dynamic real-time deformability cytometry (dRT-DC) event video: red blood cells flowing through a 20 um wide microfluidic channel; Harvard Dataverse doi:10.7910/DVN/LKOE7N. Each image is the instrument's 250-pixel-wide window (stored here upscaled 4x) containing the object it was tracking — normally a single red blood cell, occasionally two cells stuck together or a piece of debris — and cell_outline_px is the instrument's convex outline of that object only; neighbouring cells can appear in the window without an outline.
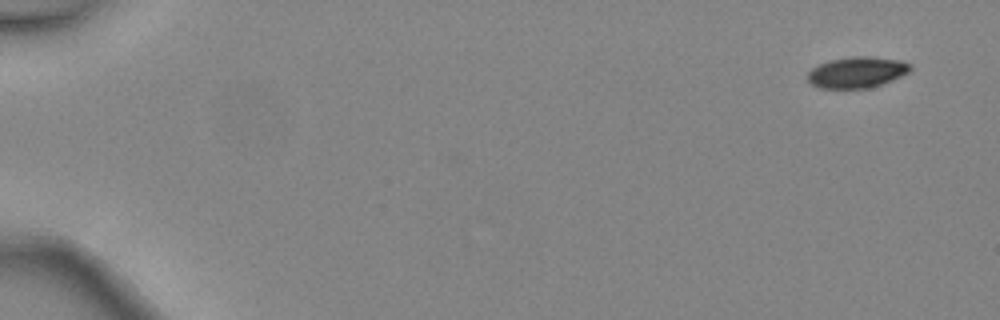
{"species": "common noctule bat (a hibernating species)", "species_latin": "Nyctalus noctula", "temperature_condition": "warm", "stored_images_in_passage": 6, "camera_frame_rate_fps": 3000, "um_per_image_px": 0.085, "animal": {"sex": "female", "body_mass_g": 24.6, "forearm_length_mm": 56.2}, "frame": {"image": 1, "passage_image": 1, "time_ms": 0.0, "image_size_px": [1000, 320], "cell_outline_px": [[912, 68], [908, 72], [892, 80], [868, 88], [820, 88], [812, 84], [808, 80], [808, 72], [812, 68], [828, 60], [852, 56], [868, 56], [900, 60], [912, 64]], "centroid_in_image_um": [72.84, 6.13], "position_along_channel_um": 12.2, "area_um2": 18.5}}
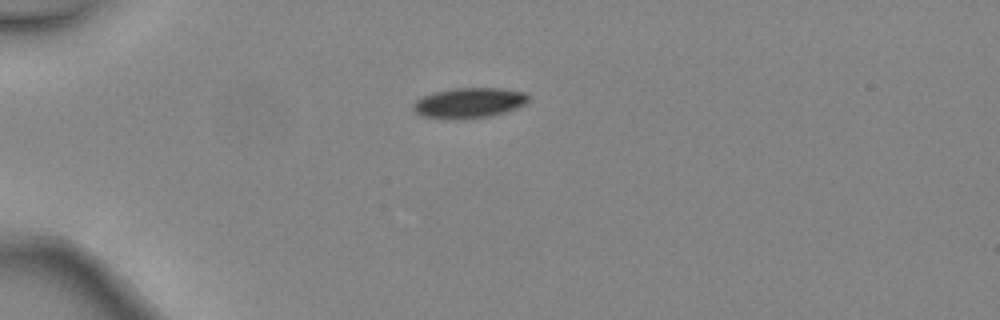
{"frame": {"image": 2, "passage_image": 4, "time_ms": 1.0, "image_size_px": [1000, 320], "cell_outline_px": [[528, 100], [524, 104], [516, 108], [504, 112], [488, 116], [460, 120], [420, 116], [412, 108], [412, 104], [416, 100], [424, 96], [436, 92], [452, 88], [500, 88], [524, 92], [528, 96]], "centroid_in_image_um": [39.84, 8.75], "position_along_channel_um": 45.2, "area_um2": 20.23}}
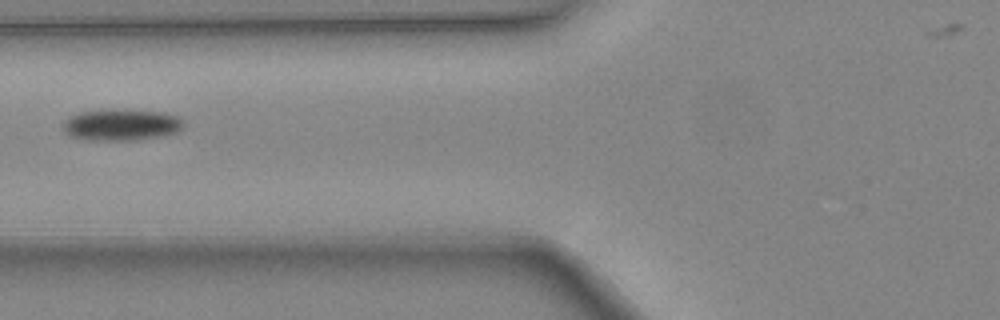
{"frame": {"image": 3, "passage_image": 6, "time_ms": 1.667, "image_size_px": [1000, 320], "cell_outline_px": [[184, 128], [176, 132], [164, 136], [136, 140], [84, 140], [68, 136], [64, 132], [64, 120], [68, 116], [80, 112], [116, 108], [160, 112], [176, 116], [184, 120]], "centroid_in_image_um": [10.3, 10.61], "position_along_channel_um": 115.5, "area_um2": 22.6}}